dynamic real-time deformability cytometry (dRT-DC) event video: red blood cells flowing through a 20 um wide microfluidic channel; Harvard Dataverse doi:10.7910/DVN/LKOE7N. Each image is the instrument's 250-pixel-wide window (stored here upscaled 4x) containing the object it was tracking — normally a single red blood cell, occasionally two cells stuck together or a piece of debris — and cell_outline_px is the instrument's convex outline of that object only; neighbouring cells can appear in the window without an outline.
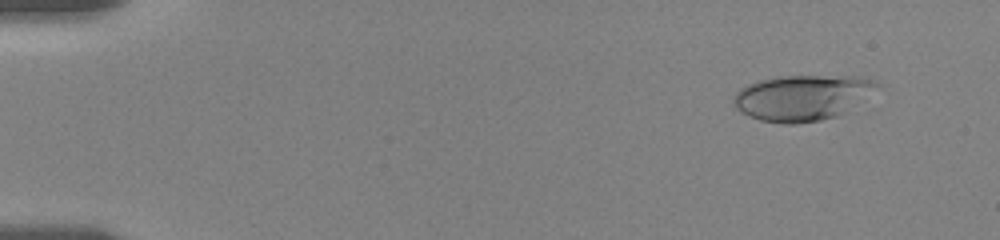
{"species": "human", "species_latin": "Homo sapiens", "temperature_condition": "room temperature", "stored_images_in_passage": 54, "camera_frame_rate_fps": 3000, "um_per_image_px": 0.085, "donor": {"sex": "female"}, "frame": {"image": 1, "passage_image": 7, "time_ms": 1.333, "image_size_px": [1000, 240], "cell_outline_px": [[880, 84], [836, 116], [820, 120], [796, 124], [784, 124], [760, 120], [748, 116], [740, 112], [736, 108], [732, 100], [736, 92], [740, 88], [748, 84], [760, 80], [784, 76], [856, 76], [872, 80]], "centroid_in_image_um": [68.06, 8.3], "position_along_channel_um": 16.9, "area_um2": 37.22}}
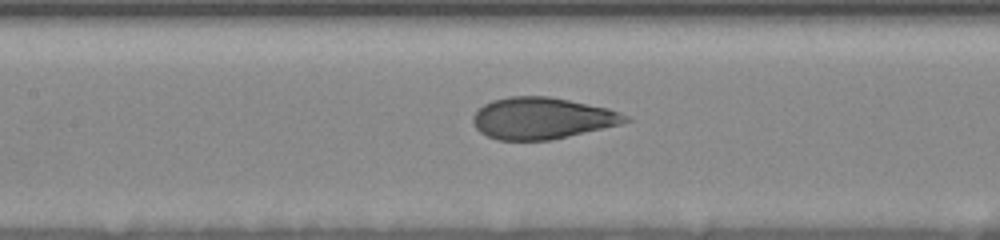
{"frame": {"image": 2, "passage_image": 33, "time_ms": 8.667, "image_size_px": [1000, 240], "cell_outline_px": [[632, 120], [620, 124], [552, 140], [496, 140], [480, 132], [472, 124], [472, 116], [484, 104], [492, 100], [508, 96], [548, 96], [608, 108], [620, 112], [628, 116]], "centroid_in_image_um": [46.05, 10.05], "position_along_channel_um": 161.4, "area_um2": 36.93}}
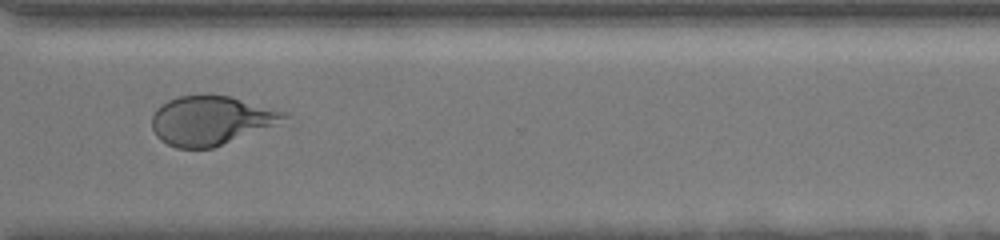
{"frame": {"image": 3, "passage_image": 53, "time_ms": 14.0, "image_size_px": [1000, 240], "cell_outline_px": [[292, 116], [212, 148], [176, 148], [160, 140], [156, 136], [152, 128], [152, 116], [156, 108], [160, 104], [168, 100], [180, 96], [232, 96], [288, 112]], "centroid_in_image_um": [17.88, 10.22], "position_along_channel_um": 352.7, "area_um2": 37.11}}